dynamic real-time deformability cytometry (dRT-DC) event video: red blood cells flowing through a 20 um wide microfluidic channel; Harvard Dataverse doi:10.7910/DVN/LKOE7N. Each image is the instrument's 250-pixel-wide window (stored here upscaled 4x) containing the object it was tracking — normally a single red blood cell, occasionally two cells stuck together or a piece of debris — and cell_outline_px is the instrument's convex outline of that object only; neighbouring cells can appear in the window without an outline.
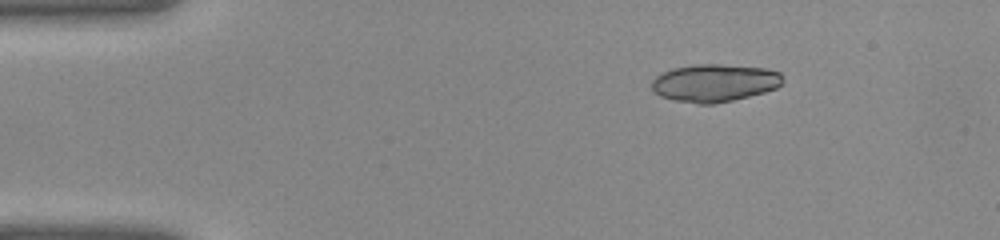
{"species": "common noctule bat (a hibernating species)", "species_latin": "Nyctalus noctula", "temperature_condition": "warm", "stored_images_in_passage": 10, "camera_frame_rate_fps": 3000, "um_per_image_px": 0.085, "animal": {"sex": "female", "body_mass_g": 22.0, "forearm_length_mm": 56.7}, "frame": {"image": 1, "passage_image": 1, "time_ms": 0.0, "image_size_px": [1000, 240], "cell_outline_px": [[784, 76], [780, 84], [776, 88], [764, 92], [732, 100], [712, 104], [696, 104], [672, 100], [660, 96], [652, 92], [652, 80], [656, 76], [672, 68], [696, 64], [720, 64], [764, 68], [780, 72]], "centroid_in_image_um": [60.7, 7.05], "position_along_channel_um": 24.3, "area_um2": 28.84}}
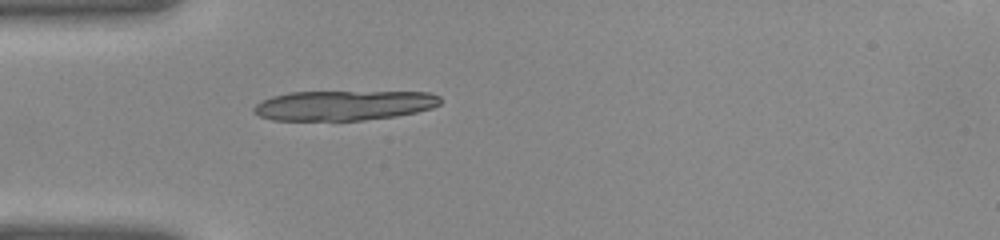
{"frame": {"image": 2, "passage_image": 7, "time_ms": 2.0, "image_size_px": [1000, 240], "cell_outline_px": [[440, 104], [432, 108], [416, 112], [396, 116], [364, 120], [272, 120], [260, 116], [252, 112], [252, 108], [256, 104], [272, 96], [288, 92], [428, 92], [440, 96]], "centroid_in_image_um": [29.21, 8.96], "position_along_channel_um": 55.8, "area_um2": 32.48}}